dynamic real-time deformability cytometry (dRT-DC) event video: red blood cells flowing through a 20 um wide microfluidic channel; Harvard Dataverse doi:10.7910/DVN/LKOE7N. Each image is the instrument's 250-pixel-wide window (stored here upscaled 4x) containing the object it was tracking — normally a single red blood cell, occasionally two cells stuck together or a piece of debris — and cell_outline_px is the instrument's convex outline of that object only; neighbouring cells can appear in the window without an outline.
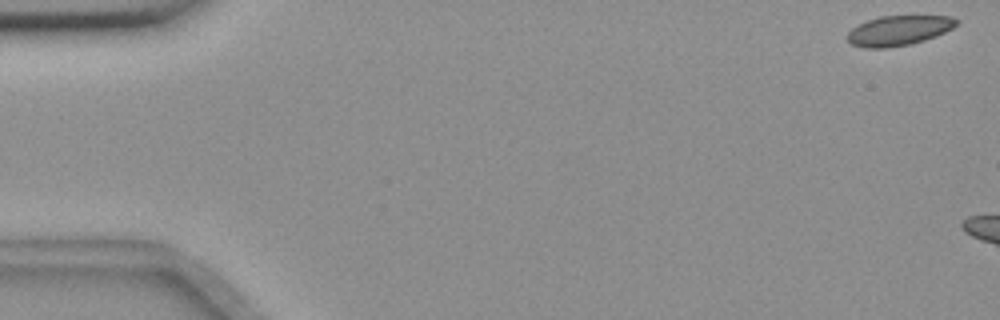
{"species": "common noctule bat (a hibernating species)", "species_latin": "Nyctalus noctula", "temperature_condition": "room temperature", "stored_images_in_passage": 3, "camera_frame_rate_fps": 3000, "um_per_image_px": 0.085, "animal": {"sex": "female", "body_mass_g": 18.4}, "frame": {"image": 1, "passage_image": 1, "time_ms": 0.0, "image_size_px": [1000, 320], "cell_outline_px": [[960, 20], [952, 28], [936, 36], [924, 40], [908, 44], [888, 48], [864, 48], [852, 44], [848, 40], [848, 32], [852, 28], [868, 20], [880, 16], [948, 16]], "centroid_in_image_um": [76.38, 2.59], "position_along_channel_um": 8.6, "area_um2": 18.79}}